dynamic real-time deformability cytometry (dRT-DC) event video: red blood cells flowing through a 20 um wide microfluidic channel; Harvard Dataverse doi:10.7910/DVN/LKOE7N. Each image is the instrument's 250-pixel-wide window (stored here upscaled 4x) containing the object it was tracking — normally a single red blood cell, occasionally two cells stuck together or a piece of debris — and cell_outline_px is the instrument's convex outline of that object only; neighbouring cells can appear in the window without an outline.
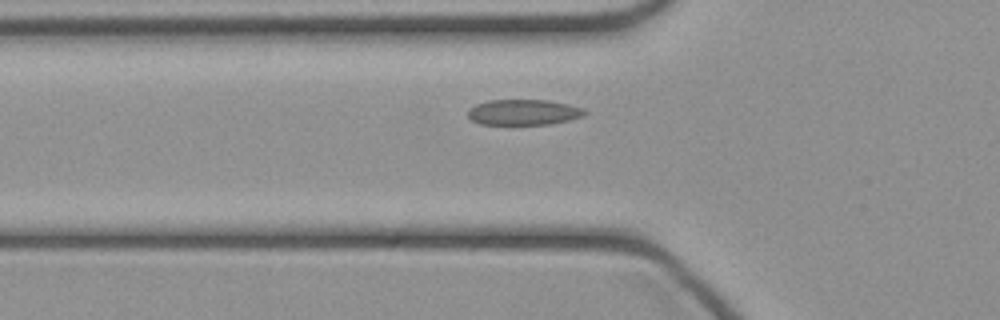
{"species": "common noctule bat (a hibernating species)", "species_latin": "Nyctalus noctula", "temperature_condition": "cold", "stored_images_in_passage": 31, "camera_frame_rate_fps": 3000, "um_per_image_px": 0.085, "animal": {"sex": "female", "body_mass_g": 21.9}, "frame": {"image": 1, "passage_image": 2, "time_ms": 0.333, "image_size_px": [1000, 320], "cell_outline_px": [[588, 112], [584, 116], [568, 120], [548, 124], [480, 124], [472, 120], [468, 116], [468, 108], [476, 104], [488, 100], [548, 100], [568, 104], [580, 108]], "centroid_in_image_um": [44.48, 9.53], "position_along_channel_um": 81.3, "area_um2": 17.34}}
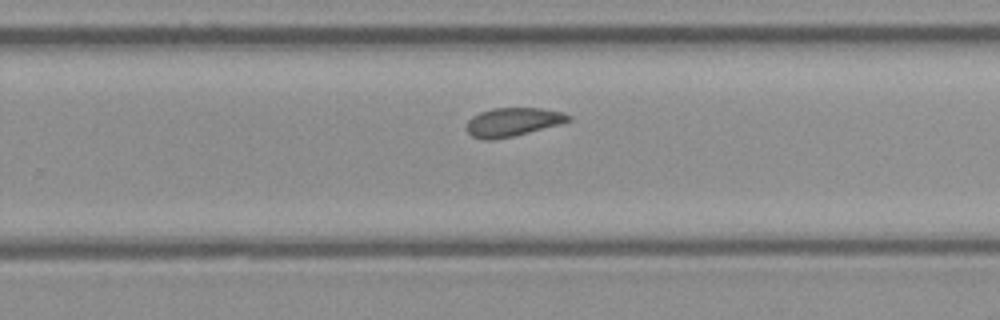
{"frame": {"image": 2, "passage_image": 16, "time_ms": 5.0, "image_size_px": [1000, 320], "cell_outline_px": [[572, 120], [560, 124], [512, 136], [492, 140], [484, 140], [472, 136], [468, 132], [468, 120], [472, 116], [480, 112], [492, 108], [540, 108], [564, 112], [572, 116]], "centroid_in_image_um": [43.61, 10.36], "position_along_channel_um": 286.2, "area_um2": 16.88}}
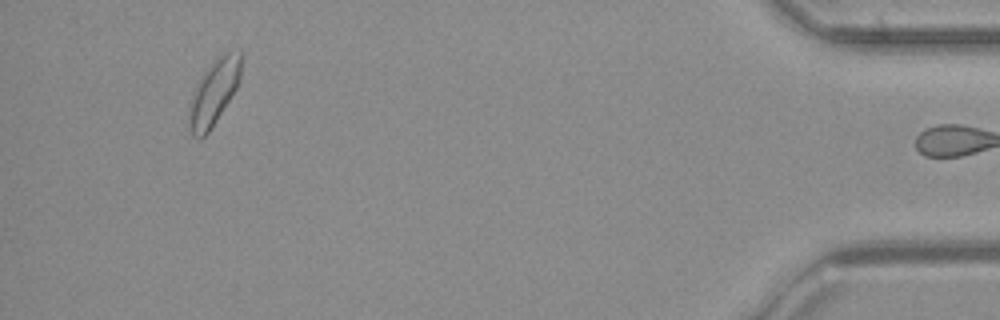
{"frame": {"image": 3, "passage_image": 30, "time_ms": 9.667, "image_size_px": [1000, 320], "cell_outline_px": [[244, 52], [240, 80], [236, 88], [212, 128], [200, 140], [192, 136], [188, 124], [188, 108], [192, 92], [200, 76], [212, 60], [220, 52], [240, 48]], "centroid_in_image_um": [18.2, 7.76], "position_along_channel_um": 417.0, "area_um2": 20.87}}